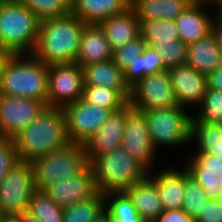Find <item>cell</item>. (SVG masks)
Instances as JSON below:
<instances>
[{"label": "cell", "mask_w": 222, "mask_h": 222, "mask_svg": "<svg viewBox=\"0 0 222 222\" xmlns=\"http://www.w3.org/2000/svg\"><path fill=\"white\" fill-rule=\"evenodd\" d=\"M86 25L70 12L65 16L41 21L32 55L48 66L75 63Z\"/></svg>", "instance_id": "6da1fadb"}, {"label": "cell", "mask_w": 222, "mask_h": 222, "mask_svg": "<svg viewBox=\"0 0 222 222\" xmlns=\"http://www.w3.org/2000/svg\"><path fill=\"white\" fill-rule=\"evenodd\" d=\"M19 161L33 162L70 144L62 108L46 107L40 115L13 137Z\"/></svg>", "instance_id": "7a4b0ae2"}, {"label": "cell", "mask_w": 222, "mask_h": 222, "mask_svg": "<svg viewBox=\"0 0 222 222\" xmlns=\"http://www.w3.org/2000/svg\"><path fill=\"white\" fill-rule=\"evenodd\" d=\"M47 83L48 65L32 54L9 55L2 67L0 94L38 99L47 105Z\"/></svg>", "instance_id": "3957f363"}, {"label": "cell", "mask_w": 222, "mask_h": 222, "mask_svg": "<svg viewBox=\"0 0 222 222\" xmlns=\"http://www.w3.org/2000/svg\"><path fill=\"white\" fill-rule=\"evenodd\" d=\"M40 22L20 0H0V48L10 55L32 54Z\"/></svg>", "instance_id": "277c9868"}, {"label": "cell", "mask_w": 222, "mask_h": 222, "mask_svg": "<svg viewBox=\"0 0 222 222\" xmlns=\"http://www.w3.org/2000/svg\"><path fill=\"white\" fill-rule=\"evenodd\" d=\"M89 165L96 190L101 194L126 191L150 173L123 147L99 155Z\"/></svg>", "instance_id": "5b68a950"}, {"label": "cell", "mask_w": 222, "mask_h": 222, "mask_svg": "<svg viewBox=\"0 0 222 222\" xmlns=\"http://www.w3.org/2000/svg\"><path fill=\"white\" fill-rule=\"evenodd\" d=\"M30 164L37 190H43L64 179H71L89 165L83 145L75 143L43 155Z\"/></svg>", "instance_id": "8992f818"}, {"label": "cell", "mask_w": 222, "mask_h": 222, "mask_svg": "<svg viewBox=\"0 0 222 222\" xmlns=\"http://www.w3.org/2000/svg\"><path fill=\"white\" fill-rule=\"evenodd\" d=\"M145 114L154 147L191 142V114L181 106L141 111Z\"/></svg>", "instance_id": "52a82bcc"}, {"label": "cell", "mask_w": 222, "mask_h": 222, "mask_svg": "<svg viewBox=\"0 0 222 222\" xmlns=\"http://www.w3.org/2000/svg\"><path fill=\"white\" fill-rule=\"evenodd\" d=\"M37 191L32 166L19 161L0 183V209L4 216H19L29 210Z\"/></svg>", "instance_id": "ba28073f"}, {"label": "cell", "mask_w": 222, "mask_h": 222, "mask_svg": "<svg viewBox=\"0 0 222 222\" xmlns=\"http://www.w3.org/2000/svg\"><path fill=\"white\" fill-rule=\"evenodd\" d=\"M47 107L63 108L82 99L83 69L78 63L48 66Z\"/></svg>", "instance_id": "9c48e42d"}, {"label": "cell", "mask_w": 222, "mask_h": 222, "mask_svg": "<svg viewBox=\"0 0 222 222\" xmlns=\"http://www.w3.org/2000/svg\"><path fill=\"white\" fill-rule=\"evenodd\" d=\"M129 103L138 111L178 106L168 70L141 79L130 89Z\"/></svg>", "instance_id": "30bf717a"}, {"label": "cell", "mask_w": 222, "mask_h": 222, "mask_svg": "<svg viewBox=\"0 0 222 222\" xmlns=\"http://www.w3.org/2000/svg\"><path fill=\"white\" fill-rule=\"evenodd\" d=\"M70 143L84 145L112 113L110 109L93 107L80 99L63 108Z\"/></svg>", "instance_id": "8fae6325"}, {"label": "cell", "mask_w": 222, "mask_h": 222, "mask_svg": "<svg viewBox=\"0 0 222 222\" xmlns=\"http://www.w3.org/2000/svg\"><path fill=\"white\" fill-rule=\"evenodd\" d=\"M46 107L38 99L0 94V137L13 138L26 129Z\"/></svg>", "instance_id": "7c38bea8"}, {"label": "cell", "mask_w": 222, "mask_h": 222, "mask_svg": "<svg viewBox=\"0 0 222 222\" xmlns=\"http://www.w3.org/2000/svg\"><path fill=\"white\" fill-rule=\"evenodd\" d=\"M121 147L151 174V164L155 159L157 148L152 143L147 120L143 112L132 109L128 113Z\"/></svg>", "instance_id": "4fadbf2b"}, {"label": "cell", "mask_w": 222, "mask_h": 222, "mask_svg": "<svg viewBox=\"0 0 222 222\" xmlns=\"http://www.w3.org/2000/svg\"><path fill=\"white\" fill-rule=\"evenodd\" d=\"M132 109L128 102L121 109L113 111L102 126L83 145L88 163L99 155L110 153L121 147L127 115Z\"/></svg>", "instance_id": "5bb4252c"}, {"label": "cell", "mask_w": 222, "mask_h": 222, "mask_svg": "<svg viewBox=\"0 0 222 222\" xmlns=\"http://www.w3.org/2000/svg\"><path fill=\"white\" fill-rule=\"evenodd\" d=\"M43 191L61 208L80 203L97 192L90 165L71 179L52 183Z\"/></svg>", "instance_id": "9a60e30c"}, {"label": "cell", "mask_w": 222, "mask_h": 222, "mask_svg": "<svg viewBox=\"0 0 222 222\" xmlns=\"http://www.w3.org/2000/svg\"><path fill=\"white\" fill-rule=\"evenodd\" d=\"M168 72L178 106H199L203 102L208 88L207 75L188 64L169 69Z\"/></svg>", "instance_id": "2e32d148"}, {"label": "cell", "mask_w": 222, "mask_h": 222, "mask_svg": "<svg viewBox=\"0 0 222 222\" xmlns=\"http://www.w3.org/2000/svg\"><path fill=\"white\" fill-rule=\"evenodd\" d=\"M186 169L205 191L208 199L216 200L222 190V159L219 155L192 153Z\"/></svg>", "instance_id": "e0dca14e"}, {"label": "cell", "mask_w": 222, "mask_h": 222, "mask_svg": "<svg viewBox=\"0 0 222 222\" xmlns=\"http://www.w3.org/2000/svg\"><path fill=\"white\" fill-rule=\"evenodd\" d=\"M204 7L205 3H194L175 19L179 39L186 45L195 43L212 32L214 17L207 14Z\"/></svg>", "instance_id": "ac0fdd59"}, {"label": "cell", "mask_w": 222, "mask_h": 222, "mask_svg": "<svg viewBox=\"0 0 222 222\" xmlns=\"http://www.w3.org/2000/svg\"><path fill=\"white\" fill-rule=\"evenodd\" d=\"M110 44L98 24H87L81 34L79 51L75 63L81 67L111 60Z\"/></svg>", "instance_id": "d6986e66"}, {"label": "cell", "mask_w": 222, "mask_h": 222, "mask_svg": "<svg viewBox=\"0 0 222 222\" xmlns=\"http://www.w3.org/2000/svg\"><path fill=\"white\" fill-rule=\"evenodd\" d=\"M98 25L104 31L112 51L140 36V21L131 7L104 19Z\"/></svg>", "instance_id": "ffe728a7"}, {"label": "cell", "mask_w": 222, "mask_h": 222, "mask_svg": "<svg viewBox=\"0 0 222 222\" xmlns=\"http://www.w3.org/2000/svg\"><path fill=\"white\" fill-rule=\"evenodd\" d=\"M142 220H157L164 211L156 180L150 173L125 191Z\"/></svg>", "instance_id": "44dd1931"}, {"label": "cell", "mask_w": 222, "mask_h": 222, "mask_svg": "<svg viewBox=\"0 0 222 222\" xmlns=\"http://www.w3.org/2000/svg\"><path fill=\"white\" fill-rule=\"evenodd\" d=\"M84 86H104L118 90L128 101L130 89L124 82L123 71L111 59L83 66Z\"/></svg>", "instance_id": "7402d4cb"}, {"label": "cell", "mask_w": 222, "mask_h": 222, "mask_svg": "<svg viewBox=\"0 0 222 222\" xmlns=\"http://www.w3.org/2000/svg\"><path fill=\"white\" fill-rule=\"evenodd\" d=\"M131 0H75L70 13L85 24H99L130 8Z\"/></svg>", "instance_id": "603a6c76"}, {"label": "cell", "mask_w": 222, "mask_h": 222, "mask_svg": "<svg viewBox=\"0 0 222 222\" xmlns=\"http://www.w3.org/2000/svg\"><path fill=\"white\" fill-rule=\"evenodd\" d=\"M186 168L172 169L167 167L153 174L157 182L159 197L164 210L182 209L185 192Z\"/></svg>", "instance_id": "cb8c5ba5"}, {"label": "cell", "mask_w": 222, "mask_h": 222, "mask_svg": "<svg viewBox=\"0 0 222 222\" xmlns=\"http://www.w3.org/2000/svg\"><path fill=\"white\" fill-rule=\"evenodd\" d=\"M221 48L213 32L188 45L187 61L190 67L204 75L218 68Z\"/></svg>", "instance_id": "d4e9b609"}, {"label": "cell", "mask_w": 222, "mask_h": 222, "mask_svg": "<svg viewBox=\"0 0 222 222\" xmlns=\"http://www.w3.org/2000/svg\"><path fill=\"white\" fill-rule=\"evenodd\" d=\"M130 7L141 22L155 19L175 20L187 5L175 0H131Z\"/></svg>", "instance_id": "484cf974"}, {"label": "cell", "mask_w": 222, "mask_h": 222, "mask_svg": "<svg viewBox=\"0 0 222 222\" xmlns=\"http://www.w3.org/2000/svg\"><path fill=\"white\" fill-rule=\"evenodd\" d=\"M197 141L195 153L219 155L222 159V124L191 122V141Z\"/></svg>", "instance_id": "4316f807"}, {"label": "cell", "mask_w": 222, "mask_h": 222, "mask_svg": "<svg viewBox=\"0 0 222 222\" xmlns=\"http://www.w3.org/2000/svg\"><path fill=\"white\" fill-rule=\"evenodd\" d=\"M105 213L113 222H141L142 218L125 191L104 194Z\"/></svg>", "instance_id": "83f0119b"}, {"label": "cell", "mask_w": 222, "mask_h": 222, "mask_svg": "<svg viewBox=\"0 0 222 222\" xmlns=\"http://www.w3.org/2000/svg\"><path fill=\"white\" fill-rule=\"evenodd\" d=\"M104 213V194L97 191L92 197L63 208V222H95Z\"/></svg>", "instance_id": "f1b7e54d"}, {"label": "cell", "mask_w": 222, "mask_h": 222, "mask_svg": "<svg viewBox=\"0 0 222 222\" xmlns=\"http://www.w3.org/2000/svg\"><path fill=\"white\" fill-rule=\"evenodd\" d=\"M140 35L147 46L156 42L167 43L179 39L175 20L155 19L140 22Z\"/></svg>", "instance_id": "f546056e"}, {"label": "cell", "mask_w": 222, "mask_h": 222, "mask_svg": "<svg viewBox=\"0 0 222 222\" xmlns=\"http://www.w3.org/2000/svg\"><path fill=\"white\" fill-rule=\"evenodd\" d=\"M82 100L93 107L107 108L112 112L129 102L118 90L104 86H84Z\"/></svg>", "instance_id": "4dcf8cb0"}, {"label": "cell", "mask_w": 222, "mask_h": 222, "mask_svg": "<svg viewBox=\"0 0 222 222\" xmlns=\"http://www.w3.org/2000/svg\"><path fill=\"white\" fill-rule=\"evenodd\" d=\"M28 213L40 222H63V208L43 190H37L29 203Z\"/></svg>", "instance_id": "1f68e13d"}, {"label": "cell", "mask_w": 222, "mask_h": 222, "mask_svg": "<svg viewBox=\"0 0 222 222\" xmlns=\"http://www.w3.org/2000/svg\"><path fill=\"white\" fill-rule=\"evenodd\" d=\"M199 111L191 116V122L222 124V91L207 88Z\"/></svg>", "instance_id": "d6a6232c"}, {"label": "cell", "mask_w": 222, "mask_h": 222, "mask_svg": "<svg viewBox=\"0 0 222 222\" xmlns=\"http://www.w3.org/2000/svg\"><path fill=\"white\" fill-rule=\"evenodd\" d=\"M151 47L161 56L165 70L186 64L188 45L181 39L167 43L156 42Z\"/></svg>", "instance_id": "836d02e7"}, {"label": "cell", "mask_w": 222, "mask_h": 222, "mask_svg": "<svg viewBox=\"0 0 222 222\" xmlns=\"http://www.w3.org/2000/svg\"><path fill=\"white\" fill-rule=\"evenodd\" d=\"M207 196L203 188L192 179L188 172L185 173V192L182 210L187 213L191 218L198 216L199 211L202 210Z\"/></svg>", "instance_id": "e575fe53"}, {"label": "cell", "mask_w": 222, "mask_h": 222, "mask_svg": "<svg viewBox=\"0 0 222 222\" xmlns=\"http://www.w3.org/2000/svg\"><path fill=\"white\" fill-rule=\"evenodd\" d=\"M36 17L43 21L65 16L70 9L61 0H20Z\"/></svg>", "instance_id": "d590c367"}, {"label": "cell", "mask_w": 222, "mask_h": 222, "mask_svg": "<svg viewBox=\"0 0 222 222\" xmlns=\"http://www.w3.org/2000/svg\"><path fill=\"white\" fill-rule=\"evenodd\" d=\"M147 44L140 35L134 40L130 41L126 45L117 48L112 53V60L119 66L123 71L129 64L133 63L137 56H140Z\"/></svg>", "instance_id": "8d00e7d4"}, {"label": "cell", "mask_w": 222, "mask_h": 222, "mask_svg": "<svg viewBox=\"0 0 222 222\" xmlns=\"http://www.w3.org/2000/svg\"><path fill=\"white\" fill-rule=\"evenodd\" d=\"M17 162L19 157L13 138L0 137V183Z\"/></svg>", "instance_id": "74e56055"}, {"label": "cell", "mask_w": 222, "mask_h": 222, "mask_svg": "<svg viewBox=\"0 0 222 222\" xmlns=\"http://www.w3.org/2000/svg\"><path fill=\"white\" fill-rule=\"evenodd\" d=\"M144 77L156 72L164 71V64L159 53L150 46L143 51Z\"/></svg>", "instance_id": "f35d334b"}, {"label": "cell", "mask_w": 222, "mask_h": 222, "mask_svg": "<svg viewBox=\"0 0 222 222\" xmlns=\"http://www.w3.org/2000/svg\"><path fill=\"white\" fill-rule=\"evenodd\" d=\"M197 222H222V207L217 200L207 199L196 217Z\"/></svg>", "instance_id": "ab89813d"}, {"label": "cell", "mask_w": 222, "mask_h": 222, "mask_svg": "<svg viewBox=\"0 0 222 222\" xmlns=\"http://www.w3.org/2000/svg\"><path fill=\"white\" fill-rule=\"evenodd\" d=\"M124 82L131 89L144 78L143 53L123 70Z\"/></svg>", "instance_id": "60d3db41"}, {"label": "cell", "mask_w": 222, "mask_h": 222, "mask_svg": "<svg viewBox=\"0 0 222 222\" xmlns=\"http://www.w3.org/2000/svg\"><path fill=\"white\" fill-rule=\"evenodd\" d=\"M157 222H197L182 209L164 210L157 218Z\"/></svg>", "instance_id": "b9f144b4"}, {"label": "cell", "mask_w": 222, "mask_h": 222, "mask_svg": "<svg viewBox=\"0 0 222 222\" xmlns=\"http://www.w3.org/2000/svg\"><path fill=\"white\" fill-rule=\"evenodd\" d=\"M208 88L222 91V69H215L207 76Z\"/></svg>", "instance_id": "7bdbcfd3"}, {"label": "cell", "mask_w": 222, "mask_h": 222, "mask_svg": "<svg viewBox=\"0 0 222 222\" xmlns=\"http://www.w3.org/2000/svg\"><path fill=\"white\" fill-rule=\"evenodd\" d=\"M212 32L215 34L219 47L222 51V24H213Z\"/></svg>", "instance_id": "ee69618b"}, {"label": "cell", "mask_w": 222, "mask_h": 222, "mask_svg": "<svg viewBox=\"0 0 222 222\" xmlns=\"http://www.w3.org/2000/svg\"><path fill=\"white\" fill-rule=\"evenodd\" d=\"M20 222H40L37 218L33 217L28 212L19 215Z\"/></svg>", "instance_id": "f6af8a7d"}, {"label": "cell", "mask_w": 222, "mask_h": 222, "mask_svg": "<svg viewBox=\"0 0 222 222\" xmlns=\"http://www.w3.org/2000/svg\"><path fill=\"white\" fill-rule=\"evenodd\" d=\"M9 55L10 54L8 52L0 48V77H1L3 64L5 63V60L8 58Z\"/></svg>", "instance_id": "bcb514c9"}, {"label": "cell", "mask_w": 222, "mask_h": 222, "mask_svg": "<svg viewBox=\"0 0 222 222\" xmlns=\"http://www.w3.org/2000/svg\"><path fill=\"white\" fill-rule=\"evenodd\" d=\"M1 222H20L19 216H5Z\"/></svg>", "instance_id": "7dc6e473"}, {"label": "cell", "mask_w": 222, "mask_h": 222, "mask_svg": "<svg viewBox=\"0 0 222 222\" xmlns=\"http://www.w3.org/2000/svg\"><path fill=\"white\" fill-rule=\"evenodd\" d=\"M219 11L218 16L215 17L216 19H214L215 21L213 22V24H222V6H220L219 8H217Z\"/></svg>", "instance_id": "c3c4849f"}, {"label": "cell", "mask_w": 222, "mask_h": 222, "mask_svg": "<svg viewBox=\"0 0 222 222\" xmlns=\"http://www.w3.org/2000/svg\"><path fill=\"white\" fill-rule=\"evenodd\" d=\"M95 222H113V221L110 219V217L106 213H104Z\"/></svg>", "instance_id": "681fc988"}, {"label": "cell", "mask_w": 222, "mask_h": 222, "mask_svg": "<svg viewBox=\"0 0 222 222\" xmlns=\"http://www.w3.org/2000/svg\"><path fill=\"white\" fill-rule=\"evenodd\" d=\"M209 3H210V5H211V3H213V5L214 4H217L216 6L219 8L220 6H222V0H208L205 4H207V5H209Z\"/></svg>", "instance_id": "f907efd6"}, {"label": "cell", "mask_w": 222, "mask_h": 222, "mask_svg": "<svg viewBox=\"0 0 222 222\" xmlns=\"http://www.w3.org/2000/svg\"><path fill=\"white\" fill-rule=\"evenodd\" d=\"M69 9H71V7L74 4L75 0H61Z\"/></svg>", "instance_id": "816d5d0a"}, {"label": "cell", "mask_w": 222, "mask_h": 222, "mask_svg": "<svg viewBox=\"0 0 222 222\" xmlns=\"http://www.w3.org/2000/svg\"><path fill=\"white\" fill-rule=\"evenodd\" d=\"M178 2H183L185 3L187 6L193 5L194 3H196L194 0H175Z\"/></svg>", "instance_id": "f5cc1de1"}, {"label": "cell", "mask_w": 222, "mask_h": 222, "mask_svg": "<svg viewBox=\"0 0 222 222\" xmlns=\"http://www.w3.org/2000/svg\"><path fill=\"white\" fill-rule=\"evenodd\" d=\"M218 69H222V51H221L220 58H219Z\"/></svg>", "instance_id": "db71d44e"}, {"label": "cell", "mask_w": 222, "mask_h": 222, "mask_svg": "<svg viewBox=\"0 0 222 222\" xmlns=\"http://www.w3.org/2000/svg\"><path fill=\"white\" fill-rule=\"evenodd\" d=\"M216 200L219 202V204H221V207H222V190H221V193L219 194V196Z\"/></svg>", "instance_id": "11a10c76"}, {"label": "cell", "mask_w": 222, "mask_h": 222, "mask_svg": "<svg viewBox=\"0 0 222 222\" xmlns=\"http://www.w3.org/2000/svg\"><path fill=\"white\" fill-rule=\"evenodd\" d=\"M196 3H206L208 0H194Z\"/></svg>", "instance_id": "9f6ffc18"}, {"label": "cell", "mask_w": 222, "mask_h": 222, "mask_svg": "<svg viewBox=\"0 0 222 222\" xmlns=\"http://www.w3.org/2000/svg\"><path fill=\"white\" fill-rule=\"evenodd\" d=\"M4 217H5V216L3 215L2 210L0 209V222L2 221V219H3Z\"/></svg>", "instance_id": "6f0895ef"}, {"label": "cell", "mask_w": 222, "mask_h": 222, "mask_svg": "<svg viewBox=\"0 0 222 222\" xmlns=\"http://www.w3.org/2000/svg\"><path fill=\"white\" fill-rule=\"evenodd\" d=\"M141 222H157L156 220H142Z\"/></svg>", "instance_id": "680465c9"}]
</instances>
